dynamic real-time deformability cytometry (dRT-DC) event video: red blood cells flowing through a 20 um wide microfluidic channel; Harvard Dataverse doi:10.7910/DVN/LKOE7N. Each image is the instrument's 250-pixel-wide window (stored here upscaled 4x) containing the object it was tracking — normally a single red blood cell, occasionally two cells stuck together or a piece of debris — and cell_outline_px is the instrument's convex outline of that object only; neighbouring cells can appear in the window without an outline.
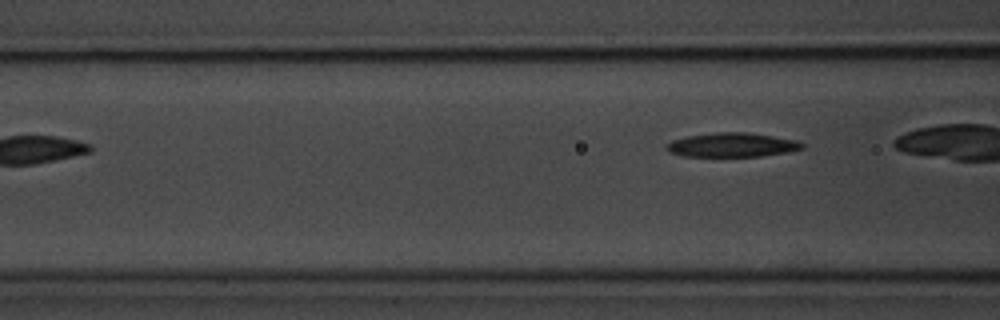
{"species": "common noctule bat (a hibernating species)", "species_latin": "Nyctalus noctula", "temperature_condition": "room temperature", "stored_images_in_passage": 3, "camera_frame_rate_fps": 3000, "um_per_image_px": 0.085, "animal": {"sex": "male", "body_mass_g": 20.1, "forearm_length_mm": 53.5}, "frame": {"image": 1, "passage_image": 3, "time_ms": 2.667, "image_size_px": [1000, 320], "cell_outline_px": [[804, 148], [788, 152], [760, 156], [684, 156], [668, 152], [664, 148], [664, 144], [672, 140], [688, 136], [716, 132], [748, 132], [796, 140], [804, 144]], "centroid_in_image_um": [62.18, 12.32], "position_along_channel_um": 104.4, "area_um2": 19.13}}